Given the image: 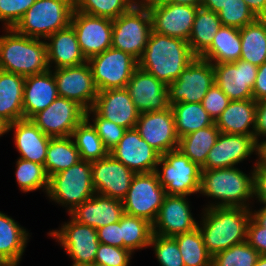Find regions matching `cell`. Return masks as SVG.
I'll return each instance as SVG.
<instances>
[{
    "label": "cell",
    "instance_id": "obj_1",
    "mask_svg": "<svg viewBox=\"0 0 266 266\" xmlns=\"http://www.w3.org/2000/svg\"><path fill=\"white\" fill-rule=\"evenodd\" d=\"M195 57L187 41L151 31L138 67L168 86Z\"/></svg>",
    "mask_w": 266,
    "mask_h": 266
},
{
    "label": "cell",
    "instance_id": "obj_2",
    "mask_svg": "<svg viewBox=\"0 0 266 266\" xmlns=\"http://www.w3.org/2000/svg\"><path fill=\"white\" fill-rule=\"evenodd\" d=\"M203 211L198 228L212 257L222 250L246 241L252 217L250 208L211 207L204 208Z\"/></svg>",
    "mask_w": 266,
    "mask_h": 266
},
{
    "label": "cell",
    "instance_id": "obj_3",
    "mask_svg": "<svg viewBox=\"0 0 266 266\" xmlns=\"http://www.w3.org/2000/svg\"><path fill=\"white\" fill-rule=\"evenodd\" d=\"M199 193L220 200L215 201V204L210 203L205 208H251L249 200L254 198V172L248 176L236 166L202 170Z\"/></svg>",
    "mask_w": 266,
    "mask_h": 266
},
{
    "label": "cell",
    "instance_id": "obj_4",
    "mask_svg": "<svg viewBox=\"0 0 266 266\" xmlns=\"http://www.w3.org/2000/svg\"><path fill=\"white\" fill-rule=\"evenodd\" d=\"M0 35V69L23 77L49 70L45 39L18 34L5 29Z\"/></svg>",
    "mask_w": 266,
    "mask_h": 266
},
{
    "label": "cell",
    "instance_id": "obj_5",
    "mask_svg": "<svg viewBox=\"0 0 266 266\" xmlns=\"http://www.w3.org/2000/svg\"><path fill=\"white\" fill-rule=\"evenodd\" d=\"M72 0H36L13 28L18 34L46 39L71 24Z\"/></svg>",
    "mask_w": 266,
    "mask_h": 266
},
{
    "label": "cell",
    "instance_id": "obj_6",
    "mask_svg": "<svg viewBox=\"0 0 266 266\" xmlns=\"http://www.w3.org/2000/svg\"><path fill=\"white\" fill-rule=\"evenodd\" d=\"M95 194L91 162L80 160L73 166L49 177L47 196L68 211H73Z\"/></svg>",
    "mask_w": 266,
    "mask_h": 266
},
{
    "label": "cell",
    "instance_id": "obj_7",
    "mask_svg": "<svg viewBox=\"0 0 266 266\" xmlns=\"http://www.w3.org/2000/svg\"><path fill=\"white\" fill-rule=\"evenodd\" d=\"M155 172L166 195L190 196L200 191L202 169L179 149L160 156Z\"/></svg>",
    "mask_w": 266,
    "mask_h": 266
},
{
    "label": "cell",
    "instance_id": "obj_8",
    "mask_svg": "<svg viewBox=\"0 0 266 266\" xmlns=\"http://www.w3.org/2000/svg\"><path fill=\"white\" fill-rule=\"evenodd\" d=\"M112 22V48L124 51L138 61L152 31L148 7L132 6Z\"/></svg>",
    "mask_w": 266,
    "mask_h": 266
},
{
    "label": "cell",
    "instance_id": "obj_9",
    "mask_svg": "<svg viewBox=\"0 0 266 266\" xmlns=\"http://www.w3.org/2000/svg\"><path fill=\"white\" fill-rule=\"evenodd\" d=\"M165 196V190L155 171L136 173L125 198L122 200L124 213L144 218L153 224Z\"/></svg>",
    "mask_w": 266,
    "mask_h": 266
},
{
    "label": "cell",
    "instance_id": "obj_10",
    "mask_svg": "<svg viewBox=\"0 0 266 266\" xmlns=\"http://www.w3.org/2000/svg\"><path fill=\"white\" fill-rule=\"evenodd\" d=\"M98 91L125 88L138 61L124 51L109 48L87 60Z\"/></svg>",
    "mask_w": 266,
    "mask_h": 266
},
{
    "label": "cell",
    "instance_id": "obj_11",
    "mask_svg": "<svg viewBox=\"0 0 266 266\" xmlns=\"http://www.w3.org/2000/svg\"><path fill=\"white\" fill-rule=\"evenodd\" d=\"M215 83L213 64L208 60L195 57L168 85L169 105L175 103H202L208 89Z\"/></svg>",
    "mask_w": 266,
    "mask_h": 266
},
{
    "label": "cell",
    "instance_id": "obj_12",
    "mask_svg": "<svg viewBox=\"0 0 266 266\" xmlns=\"http://www.w3.org/2000/svg\"><path fill=\"white\" fill-rule=\"evenodd\" d=\"M64 247L65 252L72 258L73 264L92 265L98 246L97 229L78 223L70 216V221L61 225L60 230L49 232Z\"/></svg>",
    "mask_w": 266,
    "mask_h": 266
},
{
    "label": "cell",
    "instance_id": "obj_13",
    "mask_svg": "<svg viewBox=\"0 0 266 266\" xmlns=\"http://www.w3.org/2000/svg\"><path fill=\"white\" fill-rule=\"evenodd\" d=\"M85 118V110L75 101L58 96L46 109L30 120L51 138L69 137Z\"/></svg>",
    "mask_w": 266,
    "mask_h": 266
},
{
    "label": "cell",
    "instance_id": "obj_14",
    "mask_svg": "<svg viewBox=\"0 0 266 266\" xmlns=\"http://www.w3.org/2000/svg\"><path fill=\"white\" fill-rule=\"evenodd\" d=\"M52 72L58 96L75 101L85 111L93 107L98 89L88 62L78 66L54 69Z\"/></svg>",
    "mask_w": 266,
    "mask_h": 266
},
{
    "label": "cell",
    "instance_id": "obj_15",
    "mask_svg": "<svg viewBox=\"0 0 266 266\" xmlns=\"http://www.w3.org/2000/svg\"><path fill=\"white\" fill-rule=\"evenodd\" d=\"M71 25L87 60L112 47V19L88 15L74 9Z\"/></svg>",
    "mask_w": 266,
    "mask_h": 266
},
{
    "label": "cell",
    "instance_id": "obj_16",
    "mask_svg": "<svg viewBox=\"0 0 266 266\" xmlns=\"http://www.w3.org/2000/svg\"><path fill=\"white\" fill-rule=\"evenodd\" d=\"M152 31L188 42L197 6L161 1L148 6Z\"/></svg>",
    "mask_w": 266,
    "mask_h": 266
},
{
    "label": "cell",
    "instance_id": "obj_17",
    "mask_svg": "<svg viewBox=\"0 0 266 266\" xmlns=\"http://www.w3.org/2000/svg\"><path fill=\"white\" fill-rule=\"evenodd\" d=\"M136 130L161 156L178 148L174 115L171 107L162 111L139 113Z\"/></svg>",
    "mask_w": 266,
    "mask_h": 266
},
{
    "label": "cell",
    "instance_id": "obj_18",
    "mask_svg": "<svg viewBox=\"0 0 266 266\" xmlns=\"http://www.w3.org/2000/svg\"><path fill=\"white\" fill-rule=\"evenodd\" d=\"M95 193L123 200L130 188L135 172L112 155L91 162Z\"/></svg>",
    "mask_w": 266,
    "mask_h": 266
},
{
    "label": "cell",
    "instance_id": "obj_19",
    "mask_svg": "<svg viewBox=\"0 0 266 266\" xmlns=\"http://www.w3.org/2000/svg\"><path fill=\"white\" fill-rule=\"evenodd\" d=\"M215 84L234 100L253 99L252 88L258 66L239 59L236 62L213 64Z\"/></svg>",
    "mask_w": 266,
    "mask_h": 266
},
{
    "label": "cell",
    "instance_id": "obj_20",
    "mask_svg": "<svg viewBox=\"0 0 266 266\" xmlns=\"http://www.w3.org/2000/svg\"><path fill=\"white\" fill-rule=\"evenodd\" d=\"M125 88L139 113L170 107L168 86L139 67L134 70Z\"/></svg>",
    "mask_w": 266,
    "mask_h": 266
},
{
    "label": "cell",
    "instance_id": "obj_21",
    "mask_svg": "<svg viewBox=\"0 0 266 266\" xmlns=\"http://www.w3.org/2000/svg\"><path fill=\"white\" fill-rule=\"evenodd\" d=\"M254 136L220 133L210 149L202 170L231 168L256 153Z\"/></svg>",
    "mask_w": 266,
    "mask_h": 266
},
{
    "label": "cell",
    "instance_id": "obj_22",
    "mask_svg": "<svg viewBox=\"0 0 266 266\" xmlns=\"http://www.w3.org/2000/svg\"><path fill=\"white\" fill-rule=\"evenodd\" d=\"M187 197L185 195H166L164 197L156 220L152 224L153 234L174 237L198 227Z\"/></svg>",
    "mask_w": 266,
    "mask_h": 266
},
{
    "label": "cell",
    "instance_id": "obj_23",
    "mask_svg": "<svg viewBox=\"0 0 266 266\" xmlns=\"http://www.w3.org/2000/svg\"><path fill=\"white\" fill-rule=\"evenodd\" d=\"M109 154L135 173L154 172L161 156L141 138L136 128L127 129Z\"/></svg>",
    "mask_w": 266,
    "mask_h": 266
},
{
    "label": "cell",
    "instance_id": "obj_24",
    "mask_svg": "<svg viewBox=\"0 0 266 266\" xmlns=\"http://www.w3.org/2000/svg\"><path fill=\"white\" fill-rule=\"evenodd\" d=\"M92 108L102 118L126 129L135 128L139 117V112L126 88L98 91Z\"/></svg>",
    "mask_w": 266,
    "mask_h": 266
},
{
    "label": "cell",
    "instance_id": "obj_25",
    "mask_svg": "<svg viewBox=\"0 0 266 266\" xmlns=\"http://www.w3.org/2000/svg\"><path fill=\"white\" fill-rule=\"evenodd\" d=\"M124 214L121 200L97 193L69 213L78 223L95 229L118 222Z\"/></svg>",
    "mask_w": 266,
    "mask_h": 266
},
{
    "label": "cell",
    "instance_id": "obj_26",
    "mask_svg": "<svg viewBox=\"0 0 266 266\" xmlns=\"http://www.w3.org/2000/svg\"><path fill=\"white\" fill-rule=\"evenodd\" d=\"M14 129V143L19 158L44 165L50 136L45 135L30 119H20L8 125V132Z\"/></svg>",
    "mask_w": 266,
    "mask_h": 266
},
{
    "label": "cell",
    "instance_id": "obj_27",
    "mask_svg": "<svg viewBox=\"0 0 266 266\" xmlns=\"http://www.w3.org/2000/svg\"><path fill=\"white\" fill-rule=\"evenodd\" d=\"M45 40H48L46 48L49 69L53 68L52 63L55 65L54 68L58 69L78 66L87 62L71 24L48 36Z\"/></svg>",
    "mask_w": 266,
    "mask_h": 266
},
{
    "label": "cell",
    "instance_id": "obj_28",
    "mask_svg": "<svg viewBox=\"0 0 266 266\" xmlns=\"http://www.w3.org/2000/svg\"><path fill=\"white\" fill-rule=\"evenodd\" d=\"M58 97L56 81L51 69L25 77L23 92L24 119L46 109Z\"/></svg>",
    "mask_w": 266,
    "mask_h": 266
},
{
    "label": "cell",
    "instance_id": "obj_29",
    "mask_svg": "<svg viewBox=\"0 0 266 266\" xmlns=\"http://www.w3.org/2000/svg\"><path fill=\"white\" fill-rule=\"evenodd\" d=\"M256 108L254 99L230 101L215 124L220 133L254 136Z\"/></svg>",
    "mask_w": 266,
    "mask_h": 266
},
{
    "label": "cell",
    "instance_id": "obj_30",
    "mask_svg": "<svg viewBox=\"0 0 266 266\" xmlns=\"http://www.w3.org/2000/svg\"><path fill=\"white\" fill-rule=\"evenodd\" d=\"M29 232L12 217L0 211V264L18 266L27 242Z\"/></svg>",
    "mask_w": 266,
    "mask_h": 266
},
{
    "label": "cell",
    "instance_id": "obj_31",
    "mask_svg": "<svg viewBox=\"0 0 266 266\" xmlns=\"http://www.w3.org/2000/svg\"><path fill=\"white\" fill-rule=\"evenodd\" d=\"M25 77L0 69V118L8 125L24 119Z\"/></svg>",
    "mask_w": 266,
    "mask_h": 266
},
{
    "label": "cell",
    "instance_id": "obj_32",
    "mask_svg": "<svg viewBox=\"0 0 266 266\" xmlns=\"http://www.w3.org/2000/svg\"><path fill=\"white\" fill-rule=\"evenodd\" d=\"M241 37L238 28L222 26L210 47L200 56L212 64L231 63L240 59Z\"/></svg>",
    "mask_w": 266,
    "mask_h": 266
},
{
    "label": "cell",
    "instance_id": "obj_33",
    "mask_svg": "<svg viewBox=\"0 0 266 266\" xmlns=\"http://www.w3.org/2000/svg\"><path fill=\"white\" fill-rule=\"evenodd\" d=\"M221 27V20L216 12L198 7L188 40L189 47L196 57H200L210 47Z\"/></svg>",
    "mask_w": 266,
    "mask_h": 266
},
{
    "label": "cell",
    "instance_id": "obj_34",
    "mask_svg": "<svg viewBox=\"0 0 266 266\" xmlns=\"http://www.w3.org/2000/svg\"><path fill=\"white\" fill-rule=\"evenodd\" d=\"M241 37L240 59L261 66L266 61V18H257L239 29Z\"/></svg>",
    "mask_w": 266,
    "mask_h": 266
},
{
    "label": "cell",
    "instance_id": "obj_35",
    "mask_svg": "<svg viewBox=\"0 0 266 266\" xmlns=\"http://www.w3.org/2000/svg\"><path fill=\"white\" fill-rule=\"evenodd\" d=\"M219 134L220 131L214 123L211 126L180 137L177 149H179L192 162H195L202 167L206 162L210 149L215 145Z\"/></svg>",
    "mask_w": 266,
    "mask_h": 266
},
{
    "label": "cell",
    "instance_id": "obj_36",
    "mask_svg": "<svg viewBox=\"0 0 266 266\" xmlns=\"http://www.w3.org/2000/svg\"><path fill=\"white\" fill-rule=\"evenodd\" d=\"M80 155L71 136L51 138L44 169L48 177L68 169L79 162Z\"/></svg>",
    "mask_w": 266,
    "mask_h": 266
},
{
    "label": "cell",
    "instance_id": "obj_37",
    "mask_svg": "<svg viewBox=\"0 0 266 266\" xmlns=\"http://www.w3.org/2000/svg\"><path fill=\"white\" fill-rule=\"evenodd\" d=\"M174 115L178 137L186 136L215 122L203 108L202 103H175L170 106Z\"/></svg>",
    "mask_w": 266,
    "mask_h": 266
},
{
    "label": "cell",
    "instance_id": "obj_38",
    "mask_svg": "<svg viewBox=\"0 0 266 266\" xmlns=\"http://www.w3.org/2000/svg\"><path fill=\"white\" fill-rule=\"evenodd\" d=\"M71 137L79 151L81 160L92 162L103 159L109 154L89 118H84L77 125Z\"/></svg>",
    "mask_w": 266,
    "mask_h": 266
},
{
    "label": "cell",
    "instance_id": "obj_39",
    "mask_svg": "<svg viewBox=\"0 0 266 266\" xmlns=\"http://www.w3.org/2000/svg\"><path fill=\"white\" fill-rule=\"evenodd\" d=\"M185 266H212L199 228L174 236Z\"/></svg>",
    "mask_w": 266,
    "mask_h": 266
},
{
    "label": "cell",
    "instance_id": "obj_40",
    "mask_svg": "<svg viewBox=\"0 0 266 266\" xmlns=\"http://www.w3.org/2000/svg\"><path fill=\"white\" fill-rule=\"evenodd\" d=\"M123 238V249L132 254L136 249L147 248L153 234L152 224L141 217L124 214L119 220Z\"/></svg>",
    "mask_w": 266,
    "mask_h": 266
},
{
    "label": "cell",
    "instance_id": "obj_41",
    "mask_svg": "<svg viewBox=\"0 0 266 266\" xmlns=\"http://www.w3.org/2000/svg\"><path fill=\"white\" fill-rule=\"evenodd\" d=\"M16 165V181L23 193L43 188L47 194L49 177L46 174L44 165L21 158H18Z\"/></svg>",
    "mask_w": 266,
    "mask_h": 266
},
{
    "label": "cell",
    "instance_id": "obj_42",
    "mask_svg": "<svg viewBox=\"0 0 266 266\" xmlns=\"http://www.w3.org/2000/svg\"><path fill=\"white\" fill-rule=\"evenodd\" d=\"M79 12L109 19L118 18L131 7L130 0H72Z\"/></svg>",
    "mask_w": 266,
    "mask_h": 266
},
{
    "label": "cell",
    "instance_id": "obj_43",
    "mask_svg": "<svg viewBox=\"0 0 266 266\" xmlns=\"http://www.w3.org/2000/svg\"><path fill=\"white\" fill-rule=\"evenodd\" d=\"M259 253L246 241L212 257V266H254Z\"/></svg>",
    "mask_w": 266,
    "mask_h": 266
},
{
    "label": "cell",
    "instance_id": "obj_44",
    "mask_svg": "<svg viewBox=\"0 0 266 266\" xmlns=\"http://www.w3.org/2000/svg\"><path fill=\"white\" fill-rule=\"evenodd\" d=\"M222 26L241 29L258 17L249 9L244 0H228L218 13Z\"/></svg>",
    "mask_w": 266,
    "mask_h": 266
},
{
    "label": "cell",
    "instance_id": "obj_45",
    "mask_svg": "<svg viewBox=\"0 0 266 266\" xmlns=\"http://www.w3.org/2000/svg\"><path fill=\"white\" fill-rule=\"evenodd\" d=\"M149 247H154L161 266H185L174 237L152 234Z\"/></svg>",
    "mask_w": 266,
    "mask_h": 266
},
{
    "label": "cell",
    "instance_id": "obj_46",
    "mask_svg": "<svg viewBox=\"0 0 266 266\" xmlns=\"http://www.w3.org/2000/svg\"><path fill=\"white\" fill-rule=\"evenodd\" d=\"M90 114H93L94 117V119L91 118L92 126L100 136L106 149L110 152L118 145L127 129L102 118L93 108L85 111V118H89Z\"/></svg>",
    "mask_w": 266,
    "mask_h": 266
},
{
    "label": "cell",
    "instance_id": "obj_47",
    "mask_svg": "<svg viewBox=\"0 0 266 266\" xmlns=\"http://www.w3.org/2000/svg\"><path fill=\"white\" fill-rule=\"evenodd\" d=\"M36 0H0V21L4 29H13Z\"/></svg>",
    "mask_w": 266,
    "mask_h": 266
},
{
    "label": "cell",
    "instance_id": "obj_48",
    "mask_svg": "<svg viewBox=\"0 0 266 266\" xmlns=\"http://www.w3.org/2000/svg\"><path fill=\"white\" fill-rule=\"evenodd\" d=\"M132 253L117 246L100 243L95 263L107 266H129Z\"/></svg>",
    "mask_w": 266,
    "mask_h": 266
},
{
    "label": "cell",
    "instance_id": "obj_49",
    "mask_svg": "<svg viewBox=\"0 0 266 266\" xmlns=\"http://www.w3.org/2000/svg\"><path fill=\"white\" fill-rule=\"evenodd\" d=\"M230 101L229 97L214 83L203 98L202 105L215 122Z\"/></svg>",
    "mask_w": 266,
    "mask_h": 266
},
{
    "label": "cell",
    "instance_id": "obj_50",
    "mask_svg": "<svg viewBox=\"0 0 266 266\" xmlns=\"http://www.w3.org/2000/svg\"><path fill=\"white\" fill-rule=\"evenodd\" d=\"M246 242L257 250L259 255H266V228L253 217L249 221Z\"/></svg>",
    "mask_w": 266,
    "mask_h": 266
},
{
    "label": "cell",
    "instance_id": "obj_51",
    "mask_svg": "<svg viewBox=\"0 0 266 266\" xmlns=\"http://www.w3.org/2000/svg\"><path fill=\"white\" fill-rule=\"evenodd\" d=\"M97 234L100 243L123 248V238L119 221L98 228Z\"/></svg>",
    "mask_w": 266,
    "mask_h": 266
},
{
    "label": "cell",
    "instance_id": "obj_52",
    "mask_svg": "<svg viewBox=\"0 0 266 266\" xmlns=\"http://www.w3.org/2000/svg\"><path fill=\"white\" fill-rule=\"evenodd\" d=\"M254 197L266 205V165H254Z\"/></svg>",
    "mask_w": 266,
    "mask_h": 266
},
{
    "label": "cell",
    "instance_id": "obj_53",
    "mask_svg": "<svg viewBox=\"0 0 266 266\" xmlns=\"http://www.w3.org/2000/svg\"><path fill=\"white\" fill-rule=\"evenodd\" d=\"M266 138V99L257 102L254 138L256 142L260 141V137Z\"/></svg>",
    "mask_w": 266,
    "mask_h": 266
},
{
    "label": "cell",
    "instance_id": "obj_54",
    "mask_svg": "<svg viewBox=\"0 0 266 266\" xmlns=\"http://www.w3.org/2000/svg\"><path fill=\"white\" fill-rule=\"evenodd\" d=\"M253 99L261 101L266 99V61L258 67L257 76L252 88Z\"/></svg>",
    "mask_w": 266,
    "mask_h": 266
},
{
    "label": "cell",
    "instance_id": "obj_55",
    "mask_svg": "<svg viewBox=\"0 0 266 266\" xmlns=\"http://www.w3.org/2000/svg\"><path fill=\"white\" fill-rule=\"evenodd\" d=\"M249 9L258 17L266 18V0H244Z\"/></svg>",
    "mask_w": 266,
    "mask_h": 266
},
{
    "label": "cell",
    "instance_id": "obj_56",
    "mask_svg": "<svg viewBox=\"0 0 266 266\" xmlns=\"http://www.w3.org/2000/svg\"><path fill=\"white\" fill-rule=\"evenodd\" d=\"M228 0H201V7L218 13Z\"/></svg>",
    "mask_w": 266,
    "mask_h": 266
},
{
    "label": "cell",
    "instance_id": "obj_57",
    "mask_svg": "<svg viewBox=\"0 0 266 266\" xmlns=\"http://www.w3.org/2000/svg\"><path fill=\"white\" fill-rule=\"evenodd\" d=\"M256 155L258 160H256L255 165H266V139L257 142Z\"/></svg>",
    "mask_w": 266,
    "mask_h": 266
},
{
    "label": "cell",
    "instance_id": "obj_58",
    "mask_svg": "<svg viewBox=\"0 0 266 266\" xmlns=\"http://www.w3.org/2000/svg\"><path fill=\"white\" fill-rule=\"evenodd\" d=\"M251 215L261 226L266 228V205L257 211L251 210Z\"/></svg>",
    "mask_w": 266,
    "mask_h": 266
},
{
    "label": "cell",
    "instance_id": "obj_59",
    "mask_svg": "<svg viewBox=\"0 0 266 266\" xmlns=\"http://www.w3.org/2000/svg\"><path fill=\"white\" fill-rule=\"evenodd\" d=\"M165 2L201 7V0H162Z\"/></svg>",
    "mask_w": 266,
    "mask_h": 266
},
{
    "label": "cell",
    "instance_id": "obj_60",
    "mask_svg": "<svg viewBox=\"0 0 266 266\" xmlns=\"http://www.w3.org/2000/svg\"><path fill=\"white\" fill-rule=\"evenodd\" d=\"M132 6L148 7L154 3L161 2L162 0H130Z\"/></svg>",
    "mask_w": 266,
    "mask_h": 266
},
{
    "label": "cell",
    "instance_id": "obj_61",
    "mask_svg": "<svg viewBox=\"0 0 266 266\" xmlns=\"http://www.w3.org/2000/svg\"><path fill=\"white\" fill-rule=\"evenodd\" d=\"M8 133V124L0 118V136Z\"/></svg>",
    "mask_w": 266,
    "mask_h": 266
},
{
    "label": "cell",
    "instance_id": "obj_62",
    "mask_svg": "<svg viewBox=\"0 0 266 266\" xmlns=\"http://www.w3.org/2000/svg\"><path fill=\"white\" fill-rule=\"evenodd\" d=\"M254 266H266V255H259Z\"/></svg>",
    "mask_w": 266,
    "mask_h": 266
},
{
    "label": "cell",
    "instance_id": "obj_63",
    "mask_svg": "<svg viewBox=\"0 0 266 266\" xmlns=\"http://www.w3.org/2000/svg\"><path fill=\"white\" fill-rule=\"evenodd\" d=\"M91 266H107V265H103V264H99V263H94Z\"/></svg>",
    "mask_w": 266,
    "mask_h": 266
},
{
    "label": "cell",
    "instance_id": "obj_64",
    "mask_svg": "<svg viewBox=\"0 0 266 266\" xmlns=\"http://www.w3.org/2000/svg\"><path fill=\"white\" fill-rule=\"evenodd\" d=\"M72 266H91V265H78V264H72Z\"/></svg>",
    "mask_w": 266,
    "mask_h": 266
}]
</instances>
